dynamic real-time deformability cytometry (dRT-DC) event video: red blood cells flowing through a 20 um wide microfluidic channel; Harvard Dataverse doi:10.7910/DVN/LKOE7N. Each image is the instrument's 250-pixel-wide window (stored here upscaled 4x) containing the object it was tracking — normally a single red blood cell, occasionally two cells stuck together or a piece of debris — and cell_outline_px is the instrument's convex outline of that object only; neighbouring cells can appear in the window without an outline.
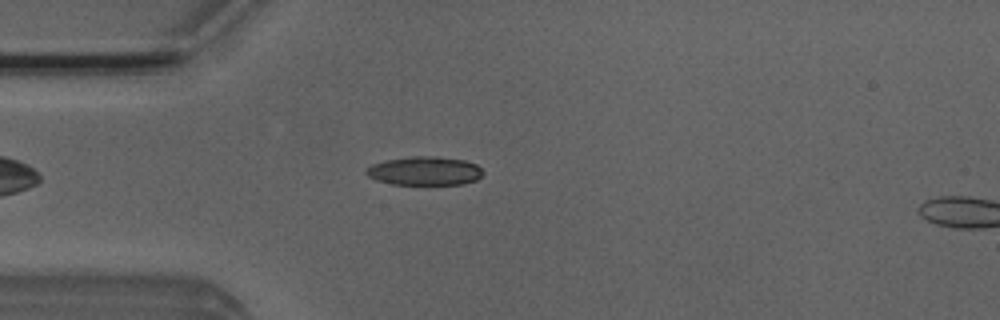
{"species": "Egyptian fruit bat (a non-hibernating species)", "species_latin": "Rousettus aegyptiacus", "temperature_condition": "room temperature", "stored_images_in_passage": 45, "camera_frame_rate_fps": 3000, "um_per_image_px": 0.085, "animal": {"sex": "male"}, "frame": {"image": 1, "passage_image": 7, "time_ms": 2.0, "image_size_px": [1000, 320], "cell_outline_px": [[484, 172], [476, 180], [464, 184], [392, 184], [376, 180], [368, 176], [364, 172], [364, 168], [372, 164], [388, 160], [412, 156], [436, 156], [464, 160], [476, 164]], "centroid_in_image_um": [36.07, 14.53], "position_along_channel_um": 48.9, "area_um2": 19.54}}
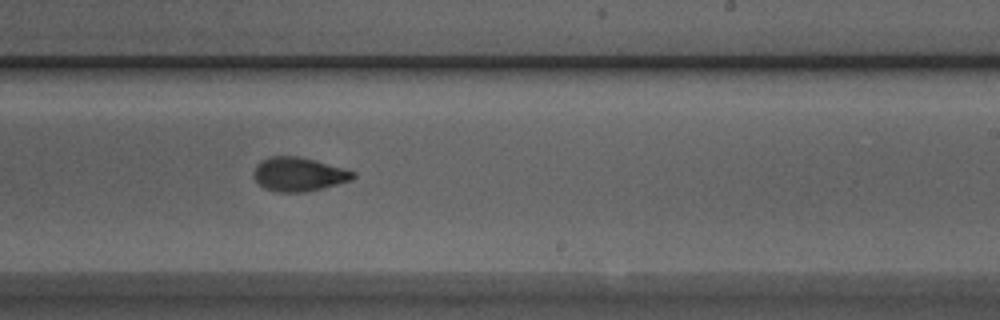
{"frame": {"image": 2, "passage_image": 24, "time_ms": 7.667, "image_size_px": [1000, 320], "cell_outline_px": [[356, 176], [352, 180], [304, 192], [276, 192], [264, 188], [252, 176], [256, 164], [260, 160], [268, 156], [296, 156], [344, 168], [356, 172]], "centroid_in_image_um": [25.35, 14.81], "position_along_channel_um": 263.7, "area_um2": 19.54}}
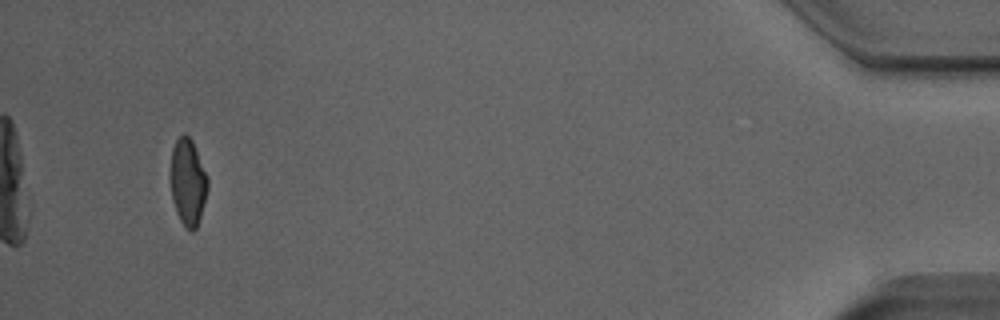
{"frame": {"image": 3, "passage_image": 42, "time_ms": 13.667, "image_size_px": [1000, 320], "cell_outline_px": [[208, 188], [200, 216], [196, 228], [192, 232], [188, 232], [180, 220], [176, 212], [172, 200], [168, 180], [168, 176], [172, 148], [176, 140], [184, 132], [192, 140], [208, 176]], "centroid_in_image_um": [15.93, 15.47], "position_along_channel_um": 419.3, "area_um2": 19.36}, "authors_computed_cell_mechanics": {"area_um2": 19.5364, "velocity_mm_per_s": 3.9773, "shape_relaxation_time_tau1_ms": 4.6273, "shape_relaxation_time_tau2_ms": 1.5425, "deformation_change_tau1": 0.1553, "deformation_change_tau2": 0.0721}}